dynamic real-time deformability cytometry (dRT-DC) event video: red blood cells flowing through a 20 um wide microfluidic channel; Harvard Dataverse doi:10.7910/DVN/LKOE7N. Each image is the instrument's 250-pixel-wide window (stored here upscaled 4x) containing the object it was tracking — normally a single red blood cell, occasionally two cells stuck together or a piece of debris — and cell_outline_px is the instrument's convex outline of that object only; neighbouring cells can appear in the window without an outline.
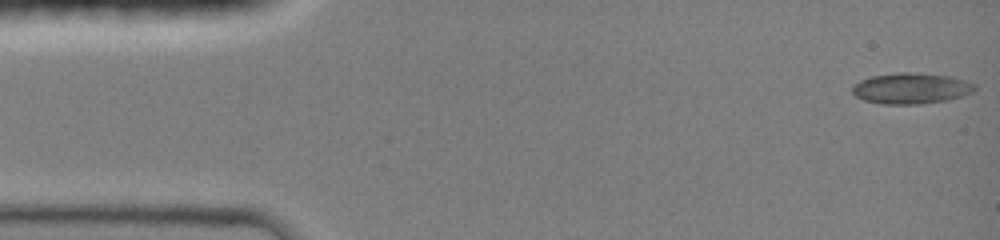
{"species": "common noctule bat (a hibernating species)", "species_latin": "Nyctalus noctula", "temperature_condition": "room temperature", "stored_images_in_passage": 14, "camera_frame_rate_fps": 3000, "um_per_image_px": 0.085, "animal": {"sex": "female", "body_mass_g": 19.0, "forearm_length_mm": 51.5}, "frame": {"image": 1, "passage_image": 1, "time_ms": 0.0, "image_size_px": [1000, 240], "cell_outline_px": [[976, 88], [972, 92], [948, 100], [920, 104], [880, 104], [864, 100], [856, 96], [852, 92], [852, 88], [860, 80], [872, 76], [900, 72], [912, 72], [948, 76], [964, 80], [976, 84]], "centroid_in_image_um": [77.44, 7.51], "position_along_channel_um": 7.6, "area_um2": 21.91}}
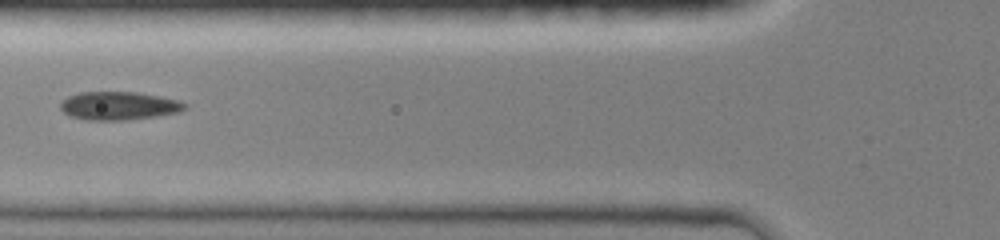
{"frame": {"image": 2, "passage_image": 8, "time_ms": 5.333, "image_size_px": [1000, 240], "cell_outline_px": [[188, 108], [180, 112], [156, 116], [120, 120], [88, 120], [68, 116], [60, 108], [60, 104], [68, 96], [80, 92], [136, 92], [160, 96], [176, 100], [188, 104]], "centroid_in_image_um": [10.11, 8.99], "position_along_channel_um": 115.7, "area_um2": 20.46}}
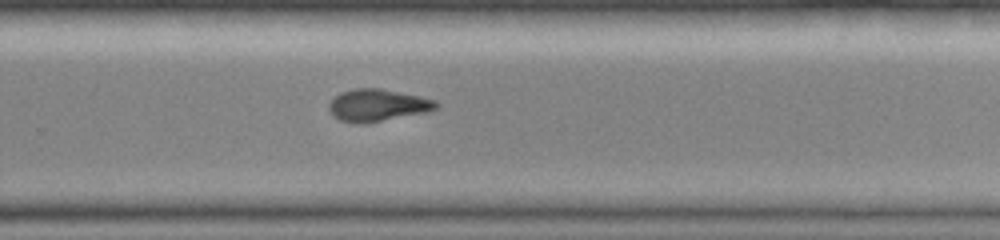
{"frame": {"image": 3, "passage_image": 14, "time_ms": 9.667, "image_size_px": [1000, 240], "cell_outline_px": [[440, 104], [436, 108], [428, 112], [380, 120], [340, 120], [332, 116], [328, 108], [328, 104], [340, 92], [356, 88], [380, 88], [420, 96], [436, 100]], "centroid_in_image_um": [32.13, 8.89], "position_along_channel_um": 297.7, "area_um2": 19.36}}